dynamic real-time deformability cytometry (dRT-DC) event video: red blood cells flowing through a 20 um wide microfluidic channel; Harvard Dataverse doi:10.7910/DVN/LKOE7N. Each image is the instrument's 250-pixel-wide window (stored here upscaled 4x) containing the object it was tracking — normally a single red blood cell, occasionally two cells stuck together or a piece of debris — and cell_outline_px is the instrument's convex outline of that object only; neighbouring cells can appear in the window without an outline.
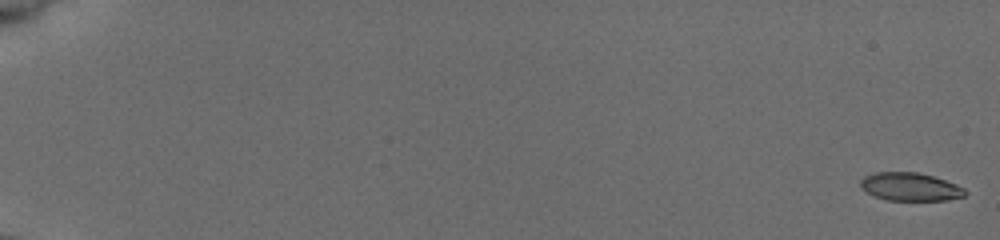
{"species": "common noctule bat (a hibernating species)", "species_latin": "Nyctalus noctula", "temperature_condition": "cold", "stored_images_in_passage": 55, "camera_frame_rate_fps": 3000, "um_per_image_px": 0.085, "animal": {"sex": "female", "body_mass_g": 19.5, "forearm_length_mm": 54.1}, "frame": {"image": 1, "passage_image": 1, "time_ms": 0.0, "image_size_px": [1000, 240], "cell_outline_px": [[968, 192], [964, 196], [948, 200], [884, 200], [860, 188], [860, 180], [864, 176], [876, 172], [916, 172], [932, 176], [956, 184], [964, 188]], "centroid_in_image_um": [77.36, 15.88], "position_along_channel_um": 7.6, "area_um2": 17.11}}
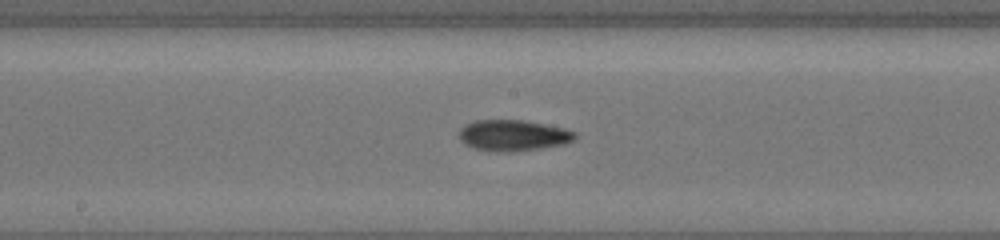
{"frame": {"image": 2, "passage_image": 32, "time_ms": 10.333, "image_size_px": [1000, 240], "cell_outline_px": [[576, 136], [572, 140], [564, 144], [540, 148], [512, 152], [496, 152], [472, 148], [464, 144], [460, 140], [460, 128], [464, 124], [476, 120], [524, 120], [564, 128], [576, 132]], "centroid_in_image_um": [43.58, 11.51], "position_along_channel_um": 204.6, "area_um2": 21.04}}
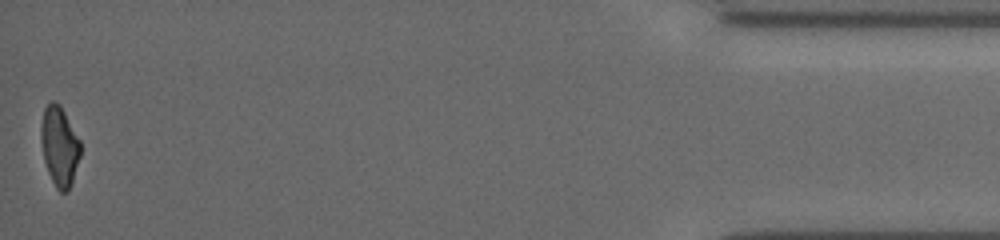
{"frame": {"image": 3, "passage_image": 55, "time_ms": 18.0, "image_size_px": [1000, 240], "cell_outline_px": [[80, 156], [72, 184], [68, 192], [60, 192], [56, 188], [48, 172], [44, 160], [40, 140], [40, 128], [44, 108], [52, 100], [60, 104], [80, 140]], "centroid_in_image_um": [5.05, 12.44], "position_along_channel_um": 430.2, "area_um2": 18.44}, "authors_computed_cell_mechanics": {"area_um2": 19.1896, "velocity_mm_per_s": 3.9318, "shape_relaxation_time_tau1_ms": 4.1197, "shape_relaxation_time_tau2_ms": 7.6177, "deformation_change_tau1": 0.1515, "deformation_change_tau2": 0.1427}}